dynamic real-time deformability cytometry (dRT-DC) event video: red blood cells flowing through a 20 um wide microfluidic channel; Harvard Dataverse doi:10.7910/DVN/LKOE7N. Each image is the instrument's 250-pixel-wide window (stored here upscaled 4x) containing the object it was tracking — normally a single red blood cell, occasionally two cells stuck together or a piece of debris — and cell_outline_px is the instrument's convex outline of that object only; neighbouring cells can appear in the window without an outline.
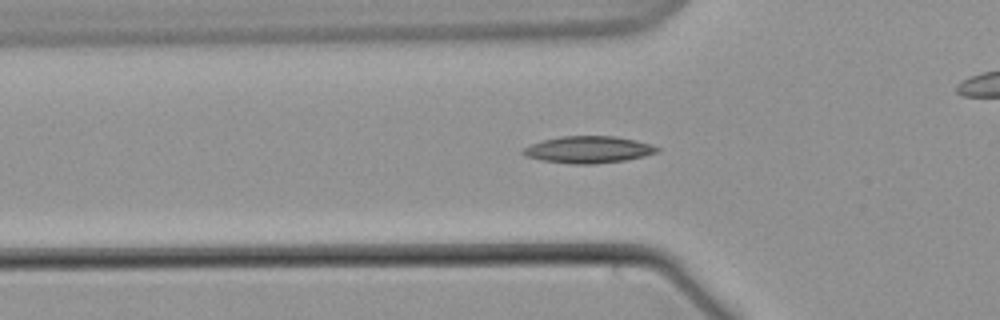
{"species": "common noctule bat (a hibernating species)", "species_latin": "Nyctalus noctula", "temperature_condition": "warm", "stored_images_in_passage": 59, "camera_frame_rate_fps": 3000, "um_per_image_px": 0.085, "animal": {"sex": "male", "body_mass_g": 21.5, "forearm_length_mm": 52.0}, "frame": {"image": 1, "passage_image": 21, "time_ms": 6.667, "image_size_px": [1000, 320], "cell_outline_px": [[660, 152], [644, 156], [624, 160], [596, 164], [572, 164], [540, 160], [528, 156], [520, 152], [524, 148], [532, 144], [544, 140], [560, 136], [616, 136], [652, 144], [660, 148]], "centroid_in_image_um": [50.05, 12.72], "position_along_channel_um": 75.8, "area_um2": 20.98}}
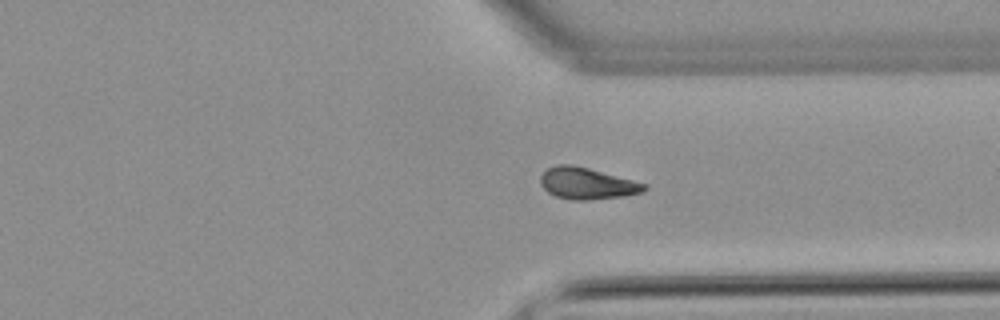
{"frame": {"image": 2, "passage_image": 46, "time_ms": 15.0, "image_size_px": [1000, 320], "cell_outline_px": [[648, 188], [640, 192], [624, 196], [588, 200], [572, 200], [556, 196], [548, 192], [540, 184], [540, 176], [548, 168], [556, 164], [572, 164], [588, 168], [648, 184]], "centroid_in_image_um": [49.88, 15.59], "position_along_channel_um": 361.5, "area_um2": 19.02}}
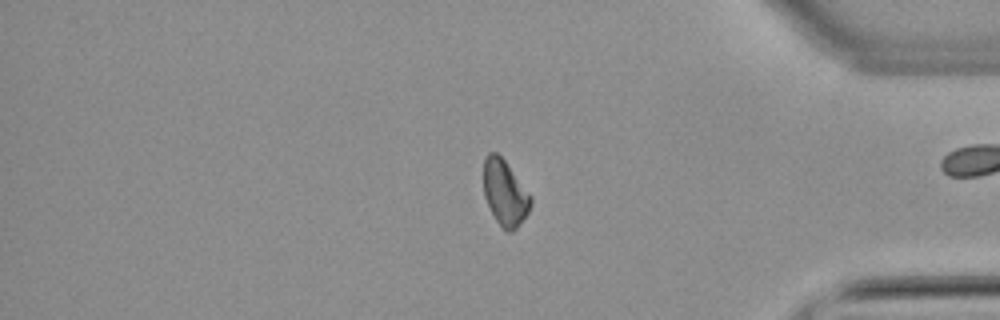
{"frame": {"image": 3, "passage_image": 51, "time_ms": 16.667, "image_size_px": [1000, 320], "cell_outline_px": [[532, 204], [528, 212], [516, 228], [512, 232], [504, 232], [496, 220], [484, 196], [484, 160], [488, 152], [496, 152], [504, 160], [532, 196]], "centroid_in_image_um": [42.92, 16.41], "position_along_channel_um": 392.3, "area_um2": 17.92}}